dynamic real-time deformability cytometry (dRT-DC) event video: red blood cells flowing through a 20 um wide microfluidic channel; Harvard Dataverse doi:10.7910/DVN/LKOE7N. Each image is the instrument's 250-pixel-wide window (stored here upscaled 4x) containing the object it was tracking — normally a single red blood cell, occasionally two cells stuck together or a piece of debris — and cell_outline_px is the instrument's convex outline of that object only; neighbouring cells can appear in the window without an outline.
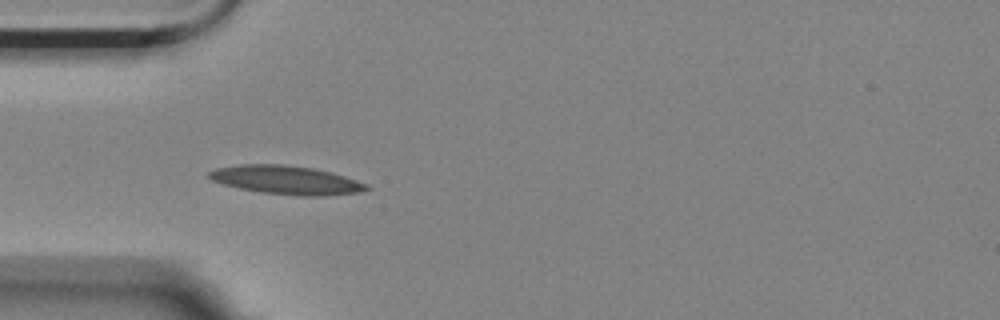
{"species": "Egyptian fruit bat (a non-hibernating species)", "species_latin": "Rousettus aegyptiacus", "temperature_condition": "room temperature", "stored_images_in_passage": 6, "camera_frame_rate_fps": 3000, "um_per_image_px": 0.085, "animal": {"sex": "female"}, "frame": {"image": 1, "passage_image": 5, "time_ms": 4.667, "image_size_px": [1000, 320], "cell_outline_px": [[372, 188], [356, 192], [324, 196], [300, 196], [260, 192], [240, 188], [224, 184], [212, 180], [208, 176], [208, 172], [216, 168], [240, 164], [284, 164], [312, 168], [332, 172], [368, 184]], "centroid_in_image_um": [24.33, 15.3], "position_along_channel_um": 60.7, "area_um2": 26.18}}
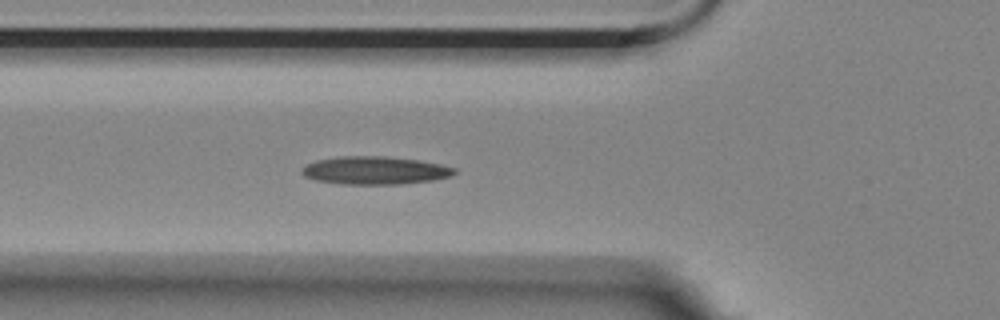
{"frame": {"image": 2, "passage_image": 6, "time_ms": 5.667, "image_size_px": [1000, 320], "cell_outline_px": [[456, 172], [452, 176], [432, 180], [400, 184], [344, 184], [316, 180], [304, 176], [300, 172], [300, 168], [316, 160], [336, 156], [388, 156], [416, 160], [440, 164], [456, 168]], "centroid_in_image_um": [31.84, 14.48], "position_along_channel_um": 94.0, "area_um2": 24.91}}